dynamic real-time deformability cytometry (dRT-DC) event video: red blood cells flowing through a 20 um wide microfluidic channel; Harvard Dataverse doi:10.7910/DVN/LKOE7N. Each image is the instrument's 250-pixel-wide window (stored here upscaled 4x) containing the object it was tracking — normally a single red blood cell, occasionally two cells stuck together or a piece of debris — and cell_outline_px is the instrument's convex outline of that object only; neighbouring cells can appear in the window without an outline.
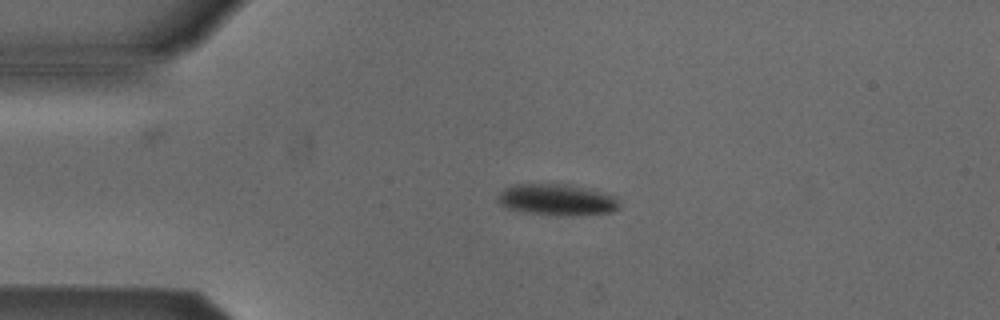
{"species": "Egyptian fruit bat (a non-hibernating species)", "species_latin": "Rousettus aegyptiacus", "temperature_condition": "cold", "stored_images_in_passage": 2, "camera_frame_rate_fps": 3000, "um_per_image_px": 0.085, "animal": {"sex": "male"}, "frame": {"image": 1, "passage_image": 1, "time_ms": 0.0, "image_size_px": [1000, 320], "cell_outline_px": [[620, 208], [612, 212], [564, 216], [560, 216], [520, 212], [508, 208], [500, 204], [496, 200], [496, 196], [504, 188], [516, 184], [560, 184], [580, 188], [612, 196], [620, 204]], "centroid_in_image_um": [47.23, 17.0], "position_along_channel_um": 37.8, "area_um2": 21.85}}